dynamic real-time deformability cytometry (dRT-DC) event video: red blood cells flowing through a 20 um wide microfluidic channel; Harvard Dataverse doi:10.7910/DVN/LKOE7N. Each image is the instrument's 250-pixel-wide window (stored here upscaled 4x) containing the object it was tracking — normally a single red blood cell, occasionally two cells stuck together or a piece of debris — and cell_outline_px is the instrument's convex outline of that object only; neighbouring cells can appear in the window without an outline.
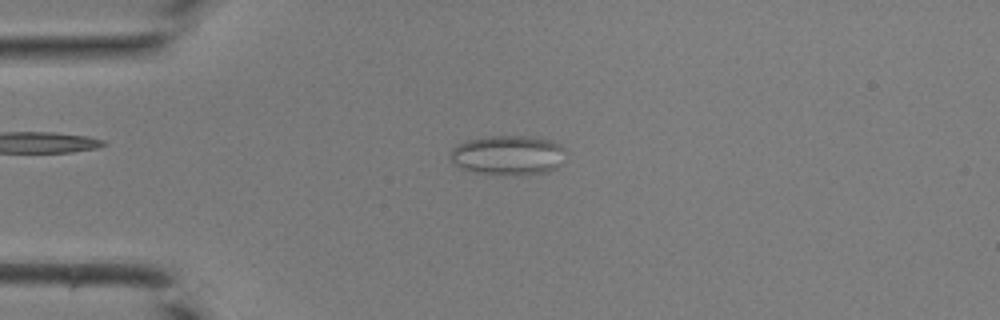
{"species": "common noctule bat (a hibernating species)", "species_latin": "Nyctalus noctula", "temperature_condition": "room temperature", "stored_images_in_passage": 41, "camera_frame_rate_fps": 3000, "um_per_image_px": 0.085, "animal": {"sex": "male", "body_mass_g": 19.0, "forearm_length_mm": 50.8}, "frame": {"image": 1, "passage_image": 10, "time_ms": 3.0, "image_size_px": [1000, 320], "cell_outline_px": [[564, 148], [560, 164], [556, 168], [548, 172], [520, 176], [516, 176], [476, 172], [464, 168], [456, 164], [452, 160], [452, 148], [468, 140], [488, 136], [524, 136], [552, 140]], "centroid_in_image_um": [43.22, 13.2], "position_along_channel_um": 41.8, "area_um2": 26.36}}
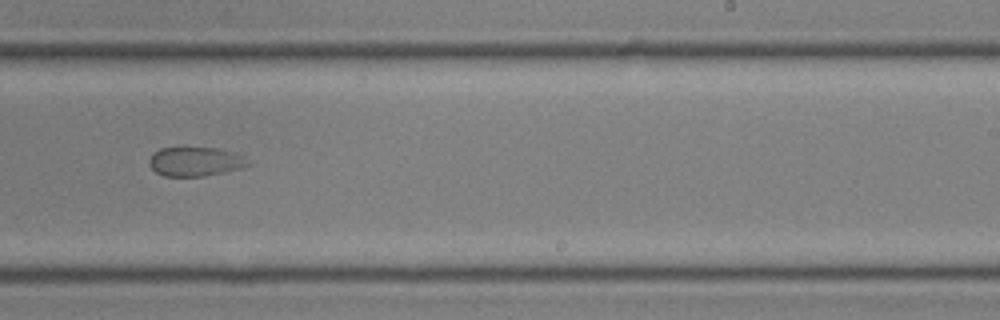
{"frame": {"image": 2, "passage_image": 26, "time_ms": 8.333, "image_size_px": [1000, 320], "cell_outline_px": [[248, 164], [240, 168], [224, 172], [204, 176], [164, 176], [156, 172], [148, 164], [148, 160], [152, 152], [160, 148], [216, 148], [232, 152], [244, 156]], "centroid_in_image_um": [16.53, 13.73], "position_along_channel_um": 272.5, "area_um2": 16.65}}
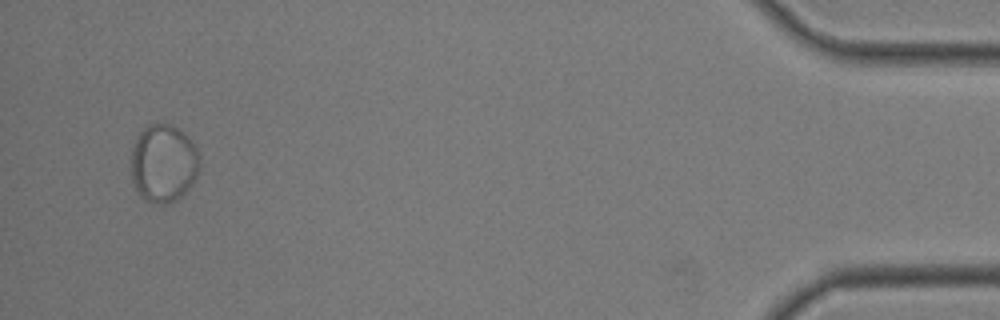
{"frame": {"image": 3, "passage_image": 40, "time_ms": 13.0, "image_size_px": [1000, 320], "cell_outline_px": [[200, 172], [196, 180], [180, 196], [164, 204], [152, 204], [144, 200], [140, 196], [132, 180], [132, 148], [140, 132], [148, 124], [168, 124], [184, 132], [192, 140], [200, 156]], "centroid_in_image_um": [13.92, 13.89], "position_along_channel_um": 421.3, "area_um2": 31.27}}